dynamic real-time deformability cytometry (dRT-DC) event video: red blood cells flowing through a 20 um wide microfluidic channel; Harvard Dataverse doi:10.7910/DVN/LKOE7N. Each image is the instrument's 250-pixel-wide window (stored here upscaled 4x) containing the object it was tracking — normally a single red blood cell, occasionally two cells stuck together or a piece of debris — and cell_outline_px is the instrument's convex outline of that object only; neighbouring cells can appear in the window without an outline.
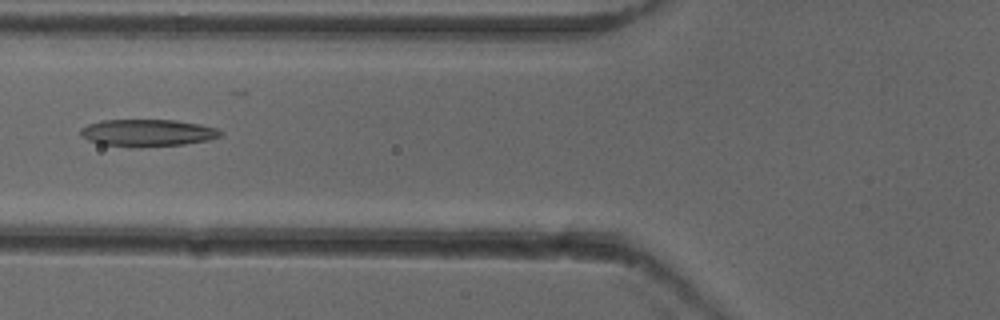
{"species": "common noctule bat (a hibernating species)", "species_latin": "Nyctalus noctula", "temperature_condition": "cold", "stored_images_in_passage": 36, "camera_frame_rate_fps": 3000, "um_per_image_px": 0.085, "animal": {"sex": "female"}, "frame": {"image": 1, "passage_image": 8, "time_ms": 2.333, "image_size_px": [1000, 320], "cell_outline_px": [[224, 136], [208, 140], [184, 144], [140, 148], [136, 148], [100, 144], [88, 140], [80, 136], [80, 128], [88, 124], [100, 120], [176, 120], [200, 124], [216, 128], [224, 132]], "centroid_in_image_um": [12.54, 11.3], "position_along_channel_um": 113.3, "area_um2": 22.54}}
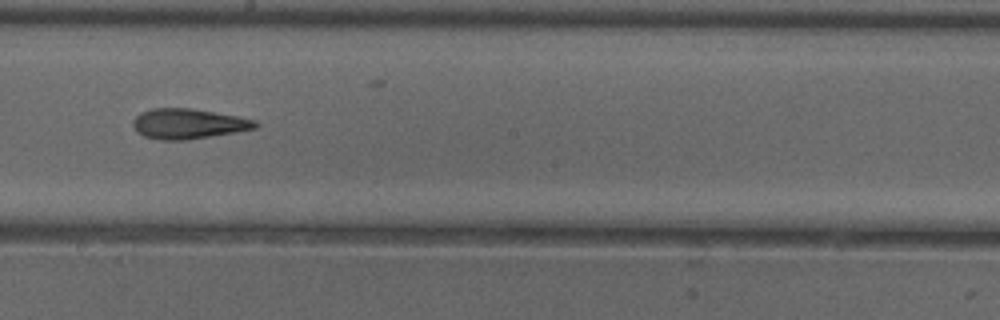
{"frame": {"image": 2, "passage_image": 17, "time_ms": 5.333, "image_size_px": [1000, 320], "cell_outline_px": [[260, 124], [256, 128], [236, 132], [188, 140], [160, 140], [144, 136], [136, 132], [132, 124], [132, 120], [140, 112], [152, 108], [192, 108], [236, 116], [256, 120]], "centroid_in_image_um": [15.98, 10.52], "position_along_channel_um": 232.2, "area_um2": 21.68}}
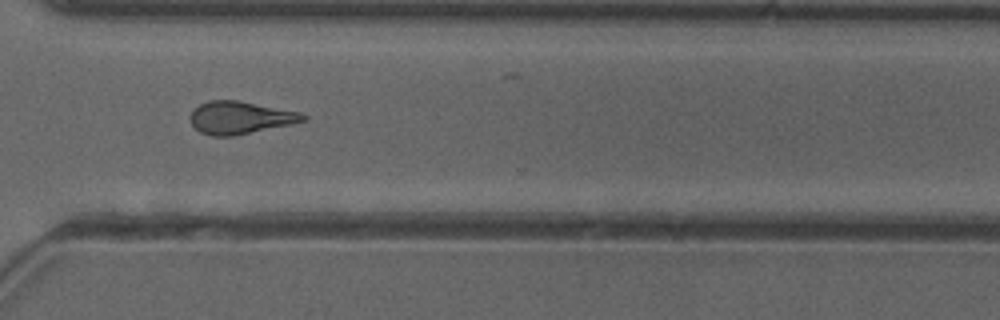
{"frame": {"image": 3, "passage_image": 26, "time_ms": 8.333, "image_size_px": [1000, 320], "cell_outline_px": [[308, 120], [292, 124], [232, 136], [212, 136], [200, 132], [192, 124], [188, 116], [200, 104], [208, 100], [236, 100], [300, 112], [308, 116]], "centroid_in_image_um": [20.42, 10.0], "position_along_channel_um": 350.2, "area_um2": 21.33}, "authors_computed_cell_mechanics": {"area_um2": 21.0392, "velocity_mm_per_s": 3.9499, "shape_relaxation_time_tau1_ms": null, "shape_relaxation_time_tau2_ms": 3.1987, "deformation_change_tau1": null, "deformation_change_tau2": 0.1383}}